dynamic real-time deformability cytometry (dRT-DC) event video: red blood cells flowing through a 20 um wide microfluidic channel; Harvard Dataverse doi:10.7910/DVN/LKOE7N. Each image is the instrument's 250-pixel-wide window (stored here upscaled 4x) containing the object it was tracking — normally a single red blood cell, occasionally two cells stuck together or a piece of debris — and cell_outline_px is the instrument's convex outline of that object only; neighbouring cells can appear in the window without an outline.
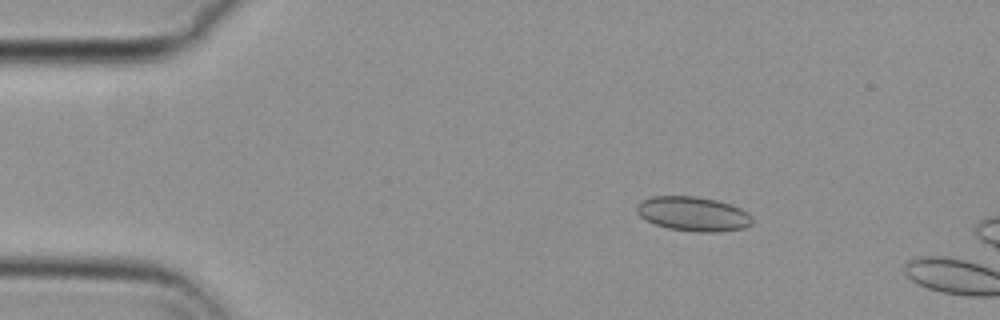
{"species": "common noctule bat (a hibernating species)", "species_latin": "Nyctalus noctula", "temperature_condition": "cold", "stored_images_in_passage": 12, "camera_frame_rate_fps": 3000, "um_per_image_px": 0.085, "animal": {"sex": "female", "body_mass_g": 29.2, "forearm_length_mm": 56.3}, "frame": {"image": 1, "passage_image": 9, "time_ms": 2.667, "image_size_px": [1000, 320], "cell_outline_px": [[752, 224], [744, 228], [720, 232], [696, 232], [668, 228], [656, 224], [640, 216], [636, 212], [636, 204], [652, 196], [696, 196], [716, 200], [740, 208], [748, 212], [752, 216]], "centroid_in_image_um": [58.93, 18.18], "position_along_channel_um": 26.1, "area_um2": 23.18}}